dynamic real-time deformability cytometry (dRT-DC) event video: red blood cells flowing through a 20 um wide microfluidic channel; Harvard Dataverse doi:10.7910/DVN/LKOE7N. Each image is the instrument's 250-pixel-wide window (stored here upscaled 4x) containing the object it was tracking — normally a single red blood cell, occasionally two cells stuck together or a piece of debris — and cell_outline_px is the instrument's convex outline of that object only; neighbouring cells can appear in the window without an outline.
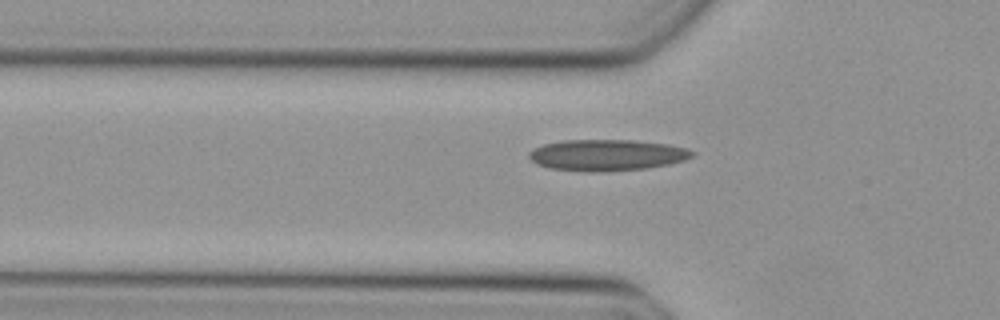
{"species": "Egyptian fruit bat (a non-hibernating species)", "species_latin": "Rousettus aegyptiacus", "temperature_condition": "cold", "stored_images_in_passage": 32, "camera_frame_rate_fps": 3000, "um_per_image_px": 0.085, "animal": {"sex": "female"}, "frame": {"image": 1, "passage_image": 8, "time_ms": 2.333, "image_size_px": [1000, 320], "cell_outline_px": [[696, 152], [692, 156], [684, 160], [668, 164], [644, 168], [604, 172], [588, 172], [552, 168], [536, 164], [528, 156], [528, 152], [544, 144], [564, 140], [632, 140], [668, 144], [688, 148]], "centroid_in_image_um": [51.6, 13.18], "position_along_channel_um": 74.2, "area_um2": 29.65}}
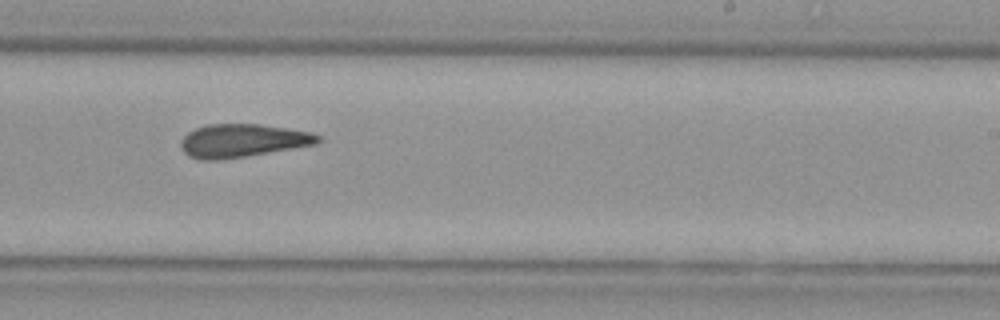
{"frame": {"image": 2, "passage_image": 22, "time_ms": 7.0, "image_size_px": [1000, 320], "cell_outline_px": [[320, 140], [316, 144], [220, 160], [200, 160], [188, 156], [180, 148], [180, 140], [188, 132], [196, 128], [208, 124], [260, 124], [312, 132], [320, 136]], "centroid_in_image_um": [20.56, 11.95], "position_along_channel_um": 268.4, "area_um2": 26.41}}
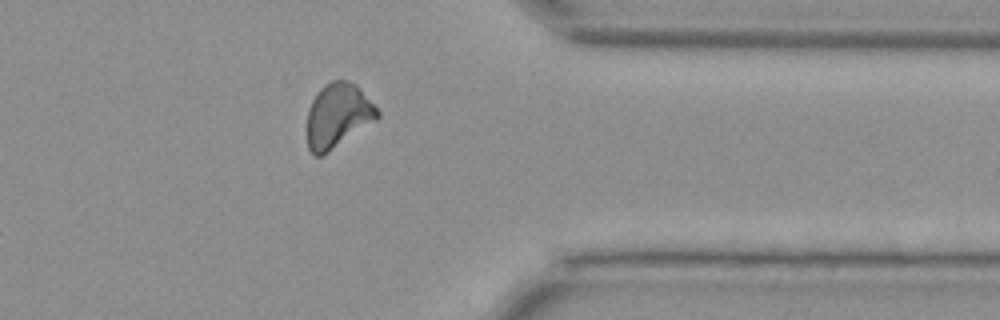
{"frame": {"image": 3, "passage_image": 31, "time_ms": 10.0, "image_size_px": [1000, 320], "cell_outline_px": [[380, 116], [376, 120], [328, 152], [320, 156], [312, 156], [308, 148], [308, 108], [316, 92], [324, 84], [332, 80], [348, 80], [356, 84], [360, 88], [380, 112]], "centroid_in_image_um": [28.71, 9.81], "position_along_channel_um": 382.7, "area_um2": 26.36}}